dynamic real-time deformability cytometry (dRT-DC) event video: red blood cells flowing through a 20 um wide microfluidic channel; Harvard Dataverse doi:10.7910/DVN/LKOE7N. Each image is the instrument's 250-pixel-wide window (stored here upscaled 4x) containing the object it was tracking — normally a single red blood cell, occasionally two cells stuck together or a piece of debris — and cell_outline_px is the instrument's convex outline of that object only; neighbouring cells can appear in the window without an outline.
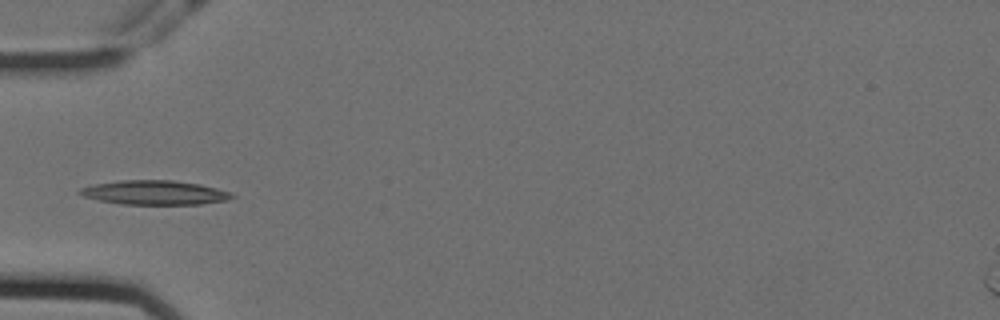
{"species": "Egyptian fruit bat (a non-hibernating species)", "species_latin": "Rousettus aegyptiacus", "temperature_condition": "cold", "stored_images_in_passage": 38, "camera_frame_rate_fps": 3000, "um_per_image_px": 0.085, "animal": {"sex": "female"}, "frame": {"image": 1, "passage_image": 1, "time_ms": 0.0, "image_size_px": [1000, 320], "cell_outline_px": [[236, 196], [224, 200], [200, 204], [120, 204], [100, 200], [84, 196], [76, 192], [80, 188], [92, 184], [120, 180], [172, 180], [200, 184], [232, 192]], "centroid_in_image_um": [13.12, 16.36], "position_along_channel_um": 71.9, "area_um2": 21.44}}
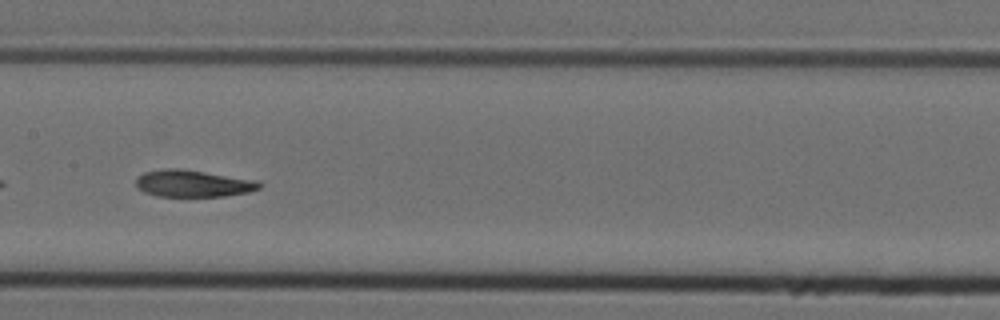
{"frame": {"image": 2, "passage_image": 11, "time_ms": 3.333, "image_size_px": [1000, 320], "cell_outline_px": [[260, 188], [248, 192], [224, 196], [156, 196], [144, 192], [136, 188], [136, 176], [144, 172], [164, 168], [180, 168], [260, 180]], "centroid_in_image_um": [16.38, 15.58], "position_along_channel_um": 191.0, "area_um2": 19.59}}
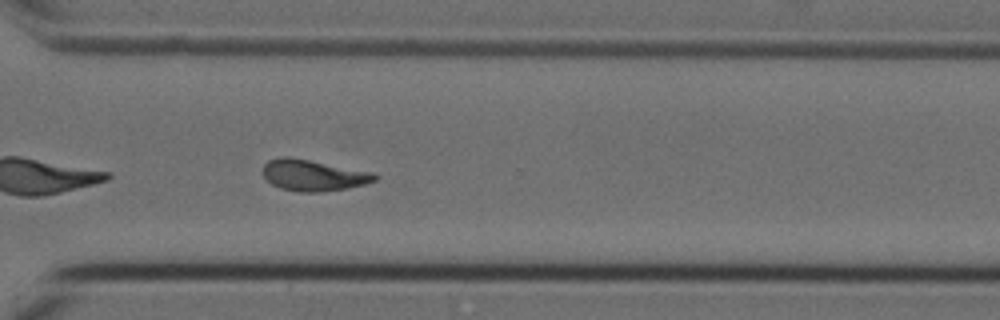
{"frame": {"image": 3, "passage_image": 24, "time_ms": 7.667, "image_size_px": [1000, 320], "cell_outline_px": [[376, 180], [364, 184], [348, 188], [320, 192], [300, 192], [280, 188], [272, 184], [264, 176], [264, 164], [268, 160], [284, 156], [288, 156], [376, 172]], "centroid_in_image_um": [26.65, 14.89], "position_along_channel_um": 343.9, "area_um2": 20.35}}